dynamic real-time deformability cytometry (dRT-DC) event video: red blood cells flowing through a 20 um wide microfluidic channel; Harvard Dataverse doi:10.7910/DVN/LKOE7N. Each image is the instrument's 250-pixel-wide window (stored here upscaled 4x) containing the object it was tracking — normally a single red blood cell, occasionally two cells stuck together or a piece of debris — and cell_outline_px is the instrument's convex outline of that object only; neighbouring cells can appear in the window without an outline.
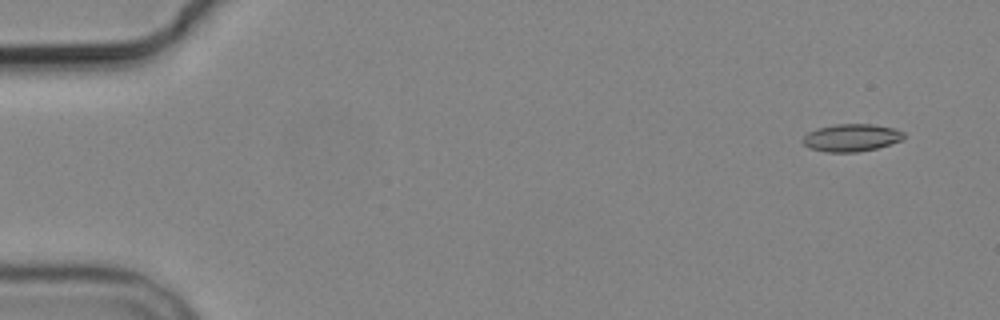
{"species": "common noctule bat (a hibernating species)", "species_latin": "Nyctalus noctula", "temperature_condition": "cold", "stored_images_in_passage": 4, "camera_frame_rate_fps": 3000, "um_per_image_px": 0.085, "animal": {"sex": "male", "body_mass_g": 19.2, "forearm_length_mm": 51.8}, "frame": {"image": 1, "passage_image": 1, "time_ms": 0.0, "image_size_px": [1000, 320], "cell_outline_px": [[904, 136], [900, 140], [876, 148], [856, 152], [824, 152], [808, 148], [804, 144], [804, 136], [808, 132], [816, 128], [836, 124], [872, 124], [892, 128], [904, 132]], "centroid_in_image_um": [72.32, 11.7], "position_along_channel_um": 12.7, "area_um2": 16.01}}
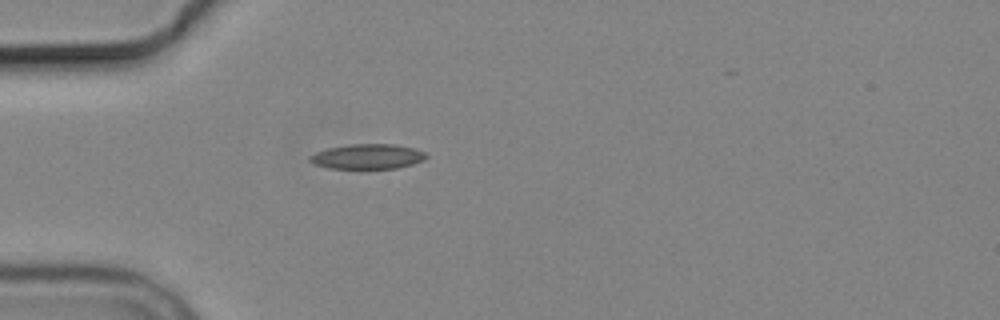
{"frame": {"image": 2, "passage_image": 4, "time_ms": 4.333, "image_size_px": [1000, 320], "cell_outline_px": [[428, 156], [424, 160], [412, 164], [396, 168], [328, 168], [316, 164], [308, 160], [308, 156], [316, 152], [328, 148], [352, 144], [396, 144], [412, 148], [424, 152]], "centroid_in_image_um": [31.24, 13.3], "position_along_channel_um": 53.8, "area_um2": 16.76}}